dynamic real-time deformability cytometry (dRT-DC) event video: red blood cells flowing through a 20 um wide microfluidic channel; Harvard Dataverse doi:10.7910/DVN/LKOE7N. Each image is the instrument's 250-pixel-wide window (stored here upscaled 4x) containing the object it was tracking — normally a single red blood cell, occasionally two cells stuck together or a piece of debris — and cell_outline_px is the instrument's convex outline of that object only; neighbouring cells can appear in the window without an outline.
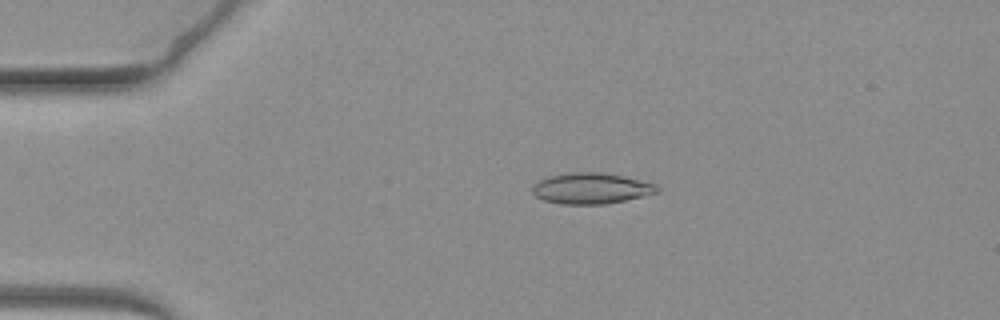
{"species": "common noctule bat (a hibernating species)", "species_latin": "Nyctalus noctula", "temperature_condition": "warm", "stored_images_in_passage": 15, "camera_frame_rate_fps": 3000, "um_per_image_px": 0.085, "animal": {"sex": "female", "body_mass_g": 19.3, "forearm_length_mm": 54.1}, "frame": {"image": 1, "passage_image": 6, "time_ms": 1.667, "image_size_px": [1000, 320], "cell_outline_px": [[660, 192], [624, 200], [604, 204], [560, 204], [544, 200], [536, 196], [532, 192], [532, 184], [548, 176], [568, 172], [600, 172], [624, 176], [656, 184], [660, 188]], "centroid_in_image_um": [50.23, 16.0], "position_along_channel_um": 34.8, "area_um2": 22.54}}
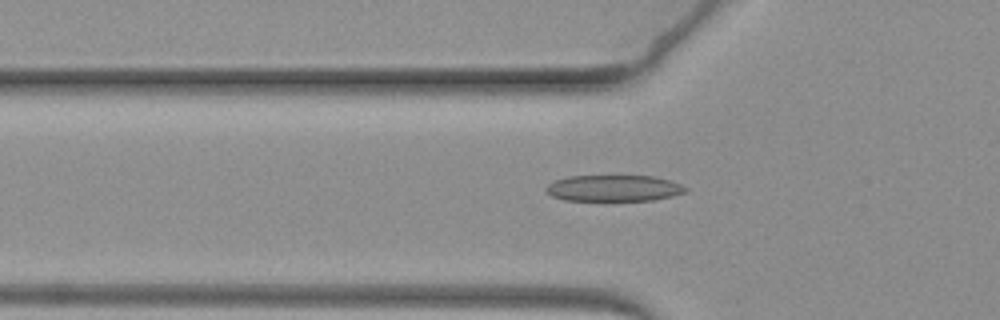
{"frame": {"image": 2, "passage_image": 14, "time_ms": 4.333, "image_size_px": [1000, 320], "cell_outline_px": [[688, 192], [672, 196], [652, 200], [564, 200], [552, 196], [544, 188], [548, 184], [556, 180], [568, 176], [616, 172], [656, 176], [672, 180], [688, 188]], "centroid_in_image_um": [52.21, 15.92], "position_along_channel_um": 73.6, "area_um2": 22.66}}